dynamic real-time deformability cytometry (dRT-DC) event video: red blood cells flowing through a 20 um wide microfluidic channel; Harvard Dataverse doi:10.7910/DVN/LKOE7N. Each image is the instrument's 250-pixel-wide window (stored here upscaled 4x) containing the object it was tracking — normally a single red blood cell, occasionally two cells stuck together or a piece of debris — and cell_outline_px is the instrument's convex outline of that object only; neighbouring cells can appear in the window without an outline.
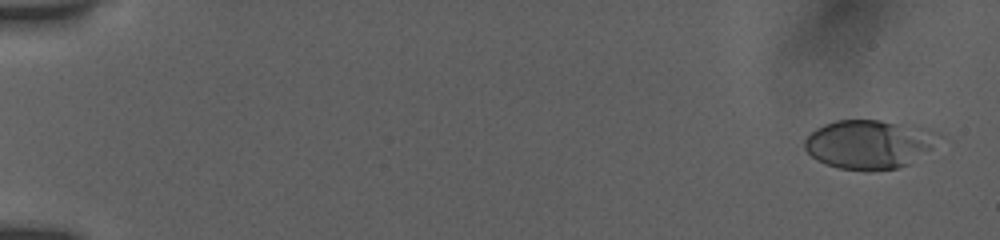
{"species": "human", "species_latin": "Homo sapiens", "temperature_condition": "room temperature", "stored_images_in_passage": 14, "camera_frame_rate_fps": 3000, "um_per_image_px": 0.085, "donor": {"sex": "female"}, "frame": {"image": 1, "passage_image": 2, "time_ms": 0.667, "image_size_px": [1000, 240], "cell_outline_px": [[932, 148], [908, 164], [896, 168], [868, 172], [864, 172], [840, 168], [816, 160], [804, 148], [804, 140], [816, 128], [824, 124], [836, 120], [880, 120], [920, 124], [928, 128], [932, 132]], "centroid_in_image_um": [73.82, 12.25], "position_along_channel_um": 11.2, "area_um2": 38.15}}
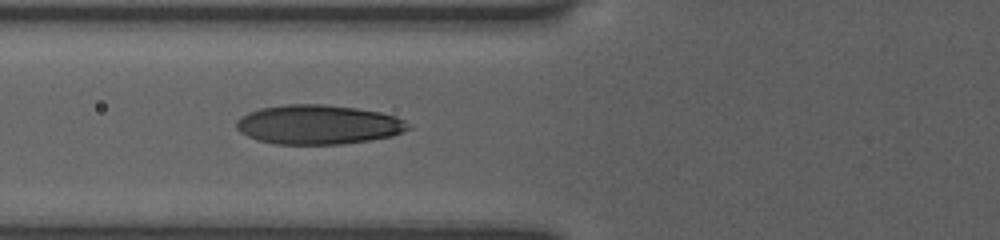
{"frame": {"image": 2, "passage_image": 11, "time_ms": 7.333, "image_size_px": [1000, 240], "cell_outline_px": [[412, 128], [392, 136], [368, 140], [340, 144], [276, 144], [260, 140], [248, 136], [240, 132], [236, 128], [236, 120], [248, 112], [260, 108], [284, 104], [324, 104], [356, 108], [380, 112], [396, 116], [404, 120]], "centroid_in_image_um": [27.05, 10.58], "position_along_channel_um": 98.8, "area_um2": 39.42}}
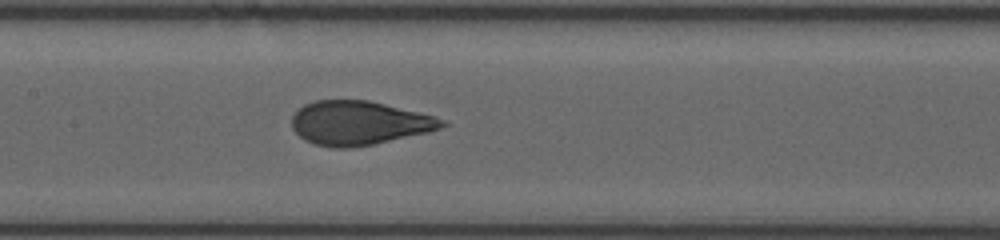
{"frame": {"image": 3, "passage_image": 14, "time_ms": 9.333, "image_size_px": [1000, 240], "cell_outline_px": [[448, 124], [440, 128], [428, 132], [372, 144], [352, 148], [332, 148], [316, 144], [304, 140], [292, 128], [292, 116], [304, 104], [316, 100], [368, 100], [432, 116], [444, 120]], "centroid_in_image_um": [30.47, 10.46], "position_along_channel_um": 176.9, "area_um2": 38.03}}